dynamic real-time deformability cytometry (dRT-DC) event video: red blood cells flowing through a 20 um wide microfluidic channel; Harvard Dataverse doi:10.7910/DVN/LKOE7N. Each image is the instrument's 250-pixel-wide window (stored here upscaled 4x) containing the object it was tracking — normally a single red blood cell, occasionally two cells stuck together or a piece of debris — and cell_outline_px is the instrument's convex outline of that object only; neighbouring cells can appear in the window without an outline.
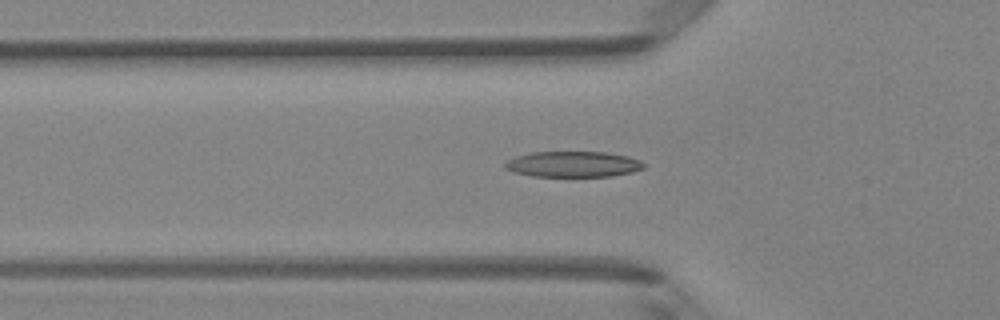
{"species": "Egyptian fruit bat (a non-hibernating species)", "species_latin": "Rousettus aegyptiacus", "temperature_condition": "room temperature", "stored_images_in_passage": 44, "camera_frame_rate_fps": 3000, "um_per_image_px": 0.085, "animal": {"sex": "female"}, "frame": {"image": 1, "passage_image": 15, "time_ms": 4.667, "image_size_px": [1000, 320], "cell_outline_px": [[644, 168], [632, 172], [612, 176], [532, 176], [512, 172], [504, 168], [504, 160], [528, 152], [608, 152], [628, 156], [640, 160], [644, 164]], "centroid_in_image_um": [48.66, 13.95], "position_along_channel_um": 77.1, "area_um2": 21.04}}
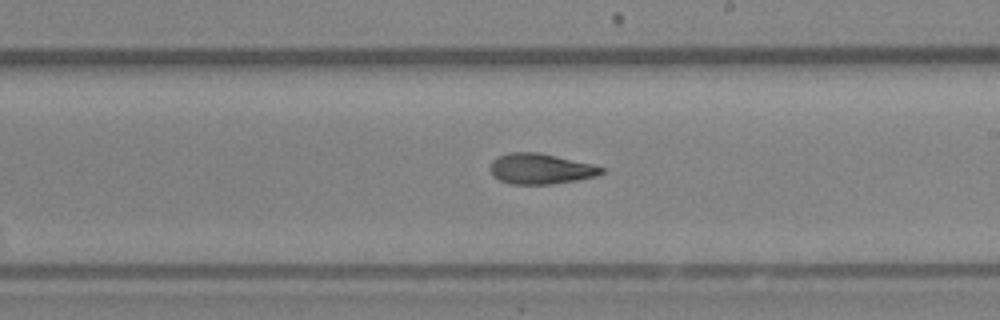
{"frame": {"image": 2, "passage_image": 27, "time_ms": 8.667, "image_size_px": [1000, 320], "cell_outline_px": [[604, 172], [596, 176], [576, 180], [552, 184], [512, 184], [500, 180], [492, 172], [492, 160], [508, 152], [540, 152], [592, 164], [604, 168]], "centroid_in_image_um": [45.98, 14.34], "position_along_channel_um": 243.0, "area_um2": 19.54}}
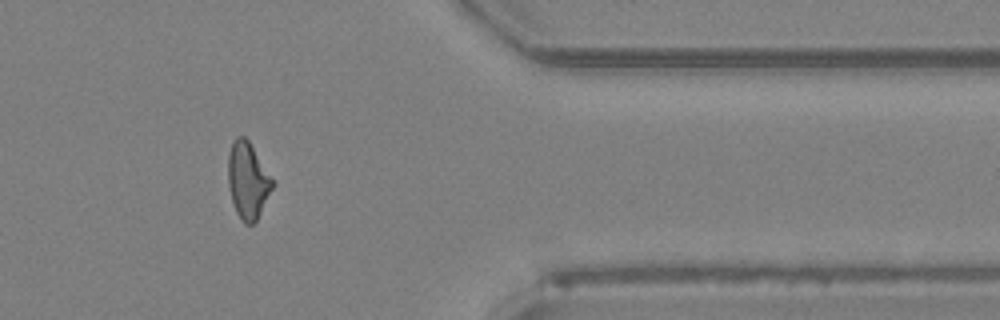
{"frame": {"image": 3, "passage_image": 39, "time_ms": 12.667, "image_size_px": [1000, 320], "cell_outline_px": [[276, 184], [256, 220], [252, 224], [244, 224], [236, 212], [232, 200], [228, 184], [228, 152], [236, 136], [244, 136], [248, 140]], "centroid_in_image_um": [21.07, 15.34], "position_along_channel_um": 390.3, "area_um2": 19.71}, "authors_computed_cell_mechanics": {"area_um2": 20.3167, "velocity_mm_per_s": 4.1609, "shape_relaxation_time_tau1_ms": 5.6309, "shape_relaxation_time_tau2_ms": 2.4128, "deformation_change_tau1": 0.1999, "deformation_change_tau2": 0.112}}